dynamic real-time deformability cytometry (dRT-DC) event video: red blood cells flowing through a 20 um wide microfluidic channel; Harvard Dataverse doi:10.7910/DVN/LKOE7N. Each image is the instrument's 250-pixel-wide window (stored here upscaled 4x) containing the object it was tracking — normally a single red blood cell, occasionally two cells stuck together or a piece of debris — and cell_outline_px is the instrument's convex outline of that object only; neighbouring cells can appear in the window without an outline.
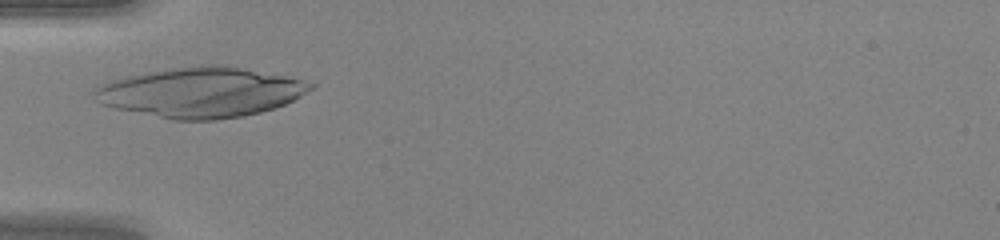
{"species": "human", "species_latin": "Homo sapiens", "temperature_condition": "warm", "stored_images_in_passage": 31, "camera_frame_rate_fps": 3000, "um_per_image_px": 0.085, "donor": {"sex": "female"}, "frame": {"image": 1, "passage_image": 7, "time_ms": 2.0, "image_size_px": [1000, 240], "cell_outline_px": [[316, 84], [312, 88], [300, 96], [284, 104], [260, 112], [244, 116], [216, 120], [172, 120], [116, 108], [100, 104], [92, 100], [92, 92], [96, 88], [112, 80], [124, 76], [148, 72], [176, 68], [240, 68], [284, 76]], "centroid_in_image_um": [17.0, 7.9], "position_along_channel_um": 68.0, "area_um2": 61.33}}
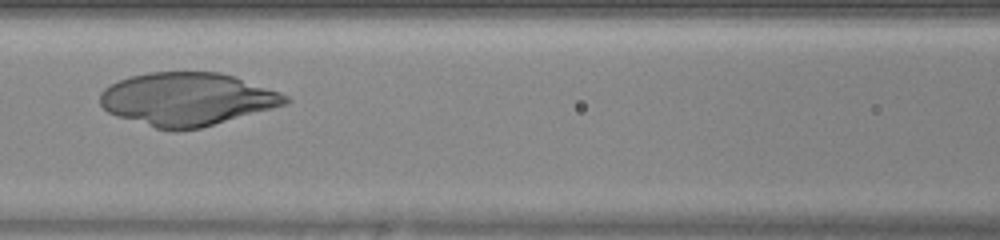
{"frame": {"image": 2, "passage_image": 13, "time_ms": 4.0, "image_size_px": [1000, 240], "cell_outline_px": [[292, 100], [284, 104], [200, 128], [176, 132], [172, 132], [156, 128], [116, 116], [108, 112], [100, 104], [100, 92], [104, 88], [128, 76], [148, 72], [220, 72], [280, 92], [288, 96]], "centroid_in_image_um": [15.84, 8.43], "position_along_channel_um": 150.8, "area_um2": 56.99}}
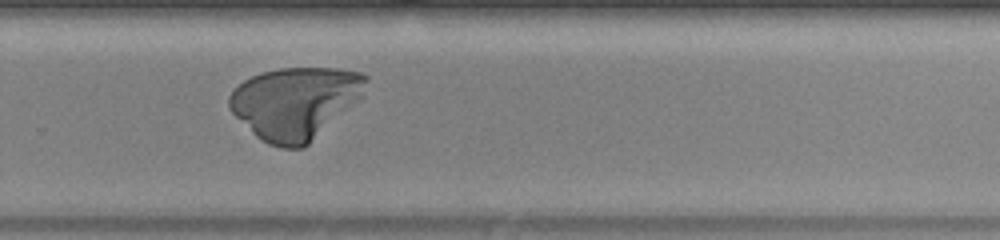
{"frame": {"image": 3, "passage_image": 24, "time_ms": 7.667, "image_size_px": [1000, 240], "cell_outline_px": [[368, 80], [364, 96], [360, 100], [304, 148], [280, 148], [268, 144], [260, 140], [228, 108], [228, 96], [244, 80], [252, 76], [264, 72], [280, 68], [340, 68], [364, 72], [368, 76]], "centroid_in_image_um": [25.15, 8.74], "position_along_channel_um": 304.7, "area_um2": 57.8}}